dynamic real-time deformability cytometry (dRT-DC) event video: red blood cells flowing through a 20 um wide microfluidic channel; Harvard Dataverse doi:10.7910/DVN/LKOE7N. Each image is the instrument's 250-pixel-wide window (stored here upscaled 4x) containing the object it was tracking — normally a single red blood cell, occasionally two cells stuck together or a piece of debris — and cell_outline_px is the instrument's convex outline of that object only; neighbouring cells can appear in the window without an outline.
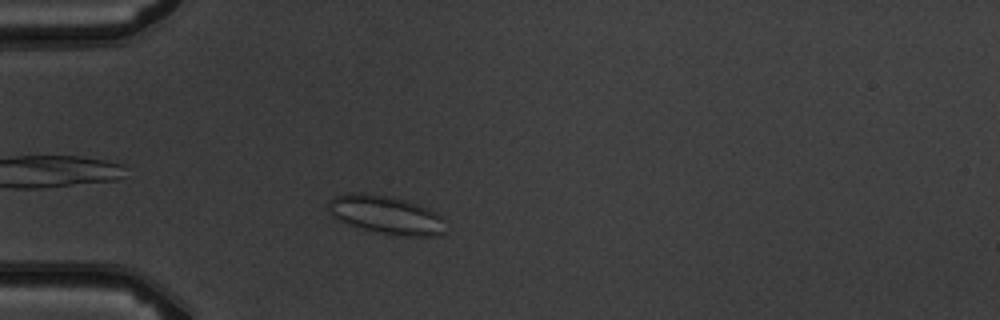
{"species": "common noctule bat (a hibernating species)", "species_latin": "Nyctalus noctula", "temperature_condition": "warm", "stored_images_in_passage": 5, "camera_frame_rate_fps": 3000, "um_per_image_px": 0.085, "animal": {"sex": "male", "body_mass_g": 19.5, "forearm_length_mm": 54.6}, "frame": {"image": 1, "passage_image": 4, "time_ms": 3.667, "image_size_px": [1000, 320], "cell_outline_px": [[444, 232], [440, 236], [404, 236], [380, 232], [348, 224], [332, 216], [328, 212], [328, 200], [332, 196], [348, 192], [364, 192], [392, 196], [428, 208], [436, 212], [444, 220]], "centroid_in_image_um": [32.78, 18.23], "position_along_channel_um": 52.2, "area_um2": 26.3}}